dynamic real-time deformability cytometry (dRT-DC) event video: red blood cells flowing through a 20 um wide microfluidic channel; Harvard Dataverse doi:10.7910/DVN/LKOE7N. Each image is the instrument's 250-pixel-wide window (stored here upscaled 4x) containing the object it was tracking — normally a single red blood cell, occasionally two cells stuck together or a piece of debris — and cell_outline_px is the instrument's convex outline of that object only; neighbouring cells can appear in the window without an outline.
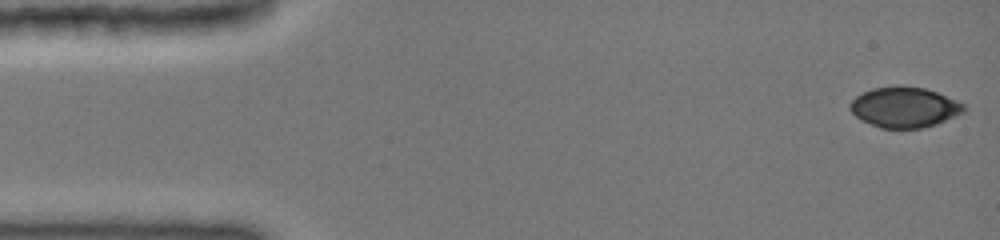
{"species": "common noctule bat (a hibernating species)", "species_latin": "Nyctalus noctula", "temperature_condition": "cold", "stored_images_in_passage": 15, "camera_frame_rate_fps": 3000, "um_per_image_px": 0.085, "animal": {"sex": "female", "body_mass_g": 19.0, "forearm_length_mm": 51.5}, "frame": {"image": 1, "passage_image": 1, "time_ms": 0.0, "image_size_px": [1000, 240], "cell_outline_px": [[968, 108], [964, 112], [936, 124], [920, 128], [880, 128], [856, 116], [848, 108], [852, 100], [856, 96], [872, 88], [900, 84], [924, 88], [936, 92], [964, 104]], "centroid_in_image_um": [76.87, 9.09], "position_along_channel_um": 8.1, "area_um2": 26.76}}
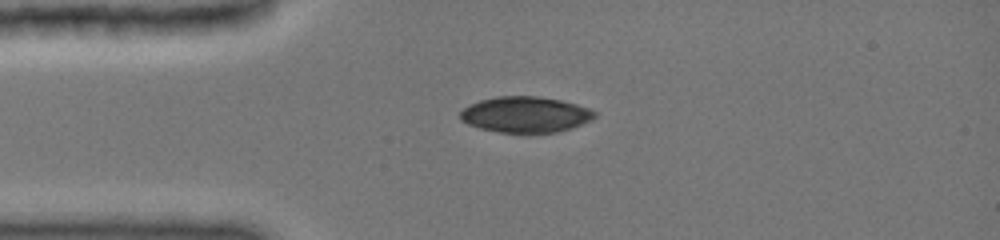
{"frame": {"image": 2, "passage_image": 9, "time_ms": 3.333, "image_size_px": [1000, 240], "cell_outline_px": [[596, 116], [592, 120], [572, 128], [556, 132], [528, 136], [500, 132], [480, 128], [468, 124], [460, 120], [460, 112], [464, 108], [480, 100], [500, 96], [536, 96], [560, 100], [576, 104], [588, 108], [596, 112]], "centroid_in_image_um": [44.68, 9.78], "position_along_channel_um": 40.3, "area_um2": 28.67}}
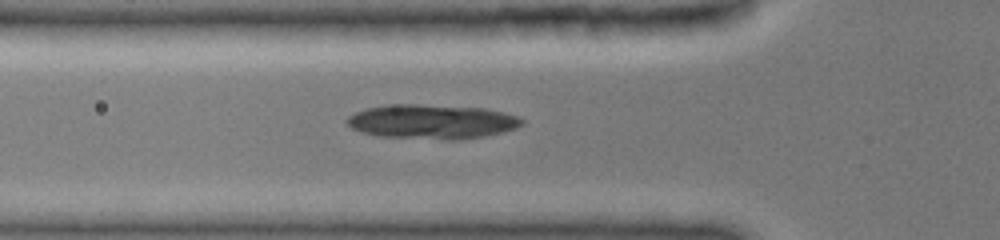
{"frame": {"image": 3, "passage_image": 13, "time_ms": 5.0, "image_size_px": [1000, 240], "cell_outline_px": [[524, 124], [516, 128], [504, 132], [484, 136], [460, 140], [448, 140], [376, 136], [360, 132], [352, 128], [348, 124], [348, 116], [356, 112], [368, 108], [400, 104], [412, 104], [484, 108], [516, 116], [524, 120]], "centroid_in_image_um": [36.73, 10.36], "position_along_channel_um": 89.1, "area_um2": 34.91}}